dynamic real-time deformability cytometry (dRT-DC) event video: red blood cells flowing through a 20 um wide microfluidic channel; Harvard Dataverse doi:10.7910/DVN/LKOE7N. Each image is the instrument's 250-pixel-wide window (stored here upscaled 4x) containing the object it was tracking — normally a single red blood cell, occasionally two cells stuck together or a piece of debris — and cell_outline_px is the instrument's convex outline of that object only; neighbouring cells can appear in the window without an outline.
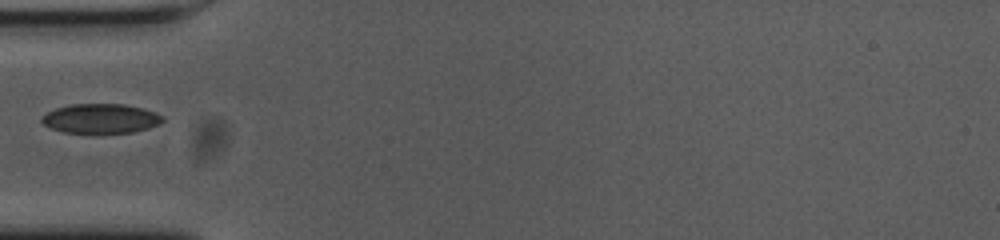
{"species": "common noctule bat (a hibernating species)", "species_latin": "Nyctalus noctula", "temperature_condition": "cold", "stored_images_in_passage": 7, "camera_frame_rate_fps": 3000, "um_per_image_px": 0.085, "animal": {"sex": "female", "body_mass_g": 23.0, "forearm_length_mm": 53.4}, "frame": {"image": 1, "passage_image": 1, "time_ms": 0.0, "image_size_px": [1000, 240], "cell_outline_px": [[164, 120], [160, 124], [148, 128], [132, 132], [64, 132], [52, 128], [44, 124], [40, 120], [40, 116], [56, 108], [72, 104], [124, 104], [144, 108], [164, 116]], "centroid_in_image_um": [8.58, 10.06], "position_along_channel_um": 76.4, "area_um2": 20.63}}